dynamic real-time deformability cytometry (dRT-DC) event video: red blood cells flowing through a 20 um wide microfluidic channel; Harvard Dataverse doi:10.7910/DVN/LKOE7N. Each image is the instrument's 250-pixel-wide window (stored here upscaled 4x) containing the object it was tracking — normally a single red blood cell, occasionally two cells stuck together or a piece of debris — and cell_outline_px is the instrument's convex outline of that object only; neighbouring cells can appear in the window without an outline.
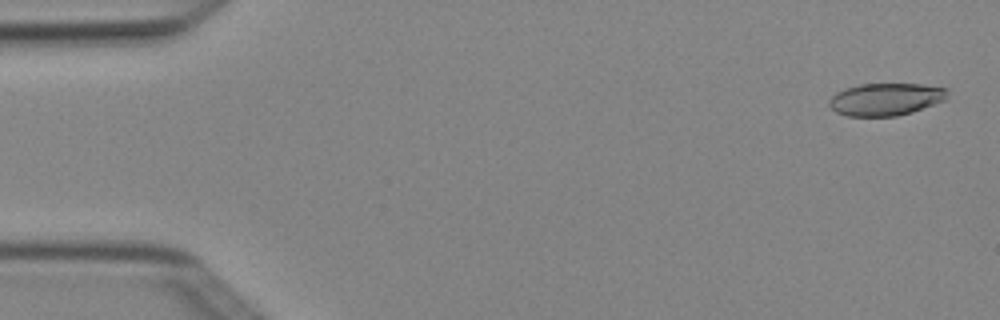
{"species": "Egyptian fruit bat (a non-hibernating species)", "species_latin": "Rousettus aegyptiacus", "temperature_condition": "cold", "stored_images_in_passage": 6, "camera_frame_rate_fps": 3000, "um_per_image_px": 0.085, "animal": {"sex": "female"}, "frame": {"image": 1, "passage_image": 1, "time_ms": 0.0, "image_size_px": [1000, 320], "cell_outline_px": [[948, 96], [944, 100], [912, 112], [896, 116], [848, 116], [836, 112], [828, 104], [828, 100], [836, 92], [844, 88], [860, 84], [920, 84], [948, 88]], "centroid_in_image_um": [75.27, 8.43], "position_along_channel_um": 9.7, "area_um2": 22.37}}
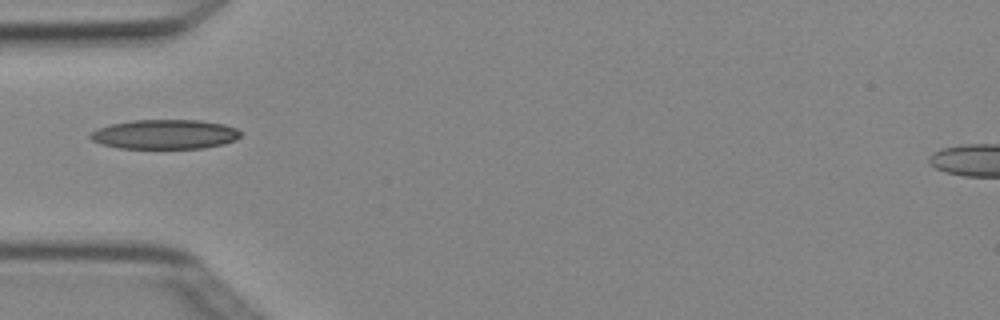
{"frame": {"image": 2, "passage_image": 5, "time_ms": 1.333, "image_size_px": [1000, 320], "cell_outline_px": [[240, 136], [236, 140], [224, 144], [204, 148], [120, 148], [100, 144], [92, 140], [88, 136], [96, 128], [108, 124], [132, 120], [200, 120], [224, 124], [236, 128], [240, 132]], "centroid_in_image_um": [13.99, 11.41], "position_along_channel_um": 71.0, "area_um2": 26.01}}
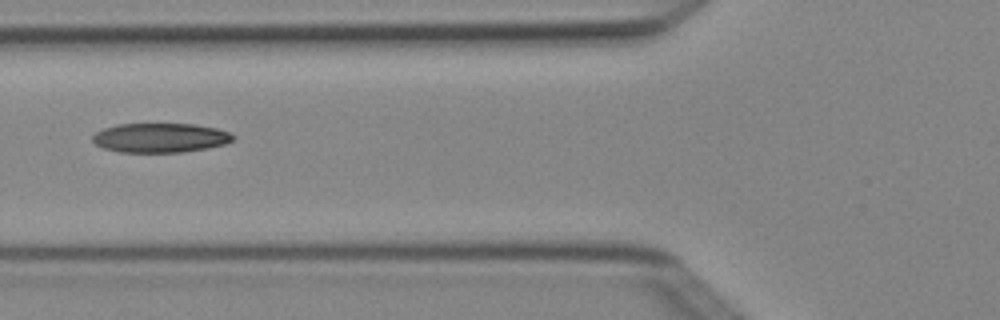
{"frame": {"image": 3, "passage_image": 6, "time_ms": 1.667, "image_size_px": [1000, 320], "cell_outline_px": [[236, 136], [232, 140], [224, 144], [208, 148], [184, 152], [120, 152], [104, 148], [96, 144], [92, 140], [92, 136], [96, 132], [104, 128], [116, 124], [196, 124], [216, 128], [228, 132]], "centroid_in_image_um": [13.62, 11.71], "position_along_channel_um": 112.2, "area_um2": 24.04}}